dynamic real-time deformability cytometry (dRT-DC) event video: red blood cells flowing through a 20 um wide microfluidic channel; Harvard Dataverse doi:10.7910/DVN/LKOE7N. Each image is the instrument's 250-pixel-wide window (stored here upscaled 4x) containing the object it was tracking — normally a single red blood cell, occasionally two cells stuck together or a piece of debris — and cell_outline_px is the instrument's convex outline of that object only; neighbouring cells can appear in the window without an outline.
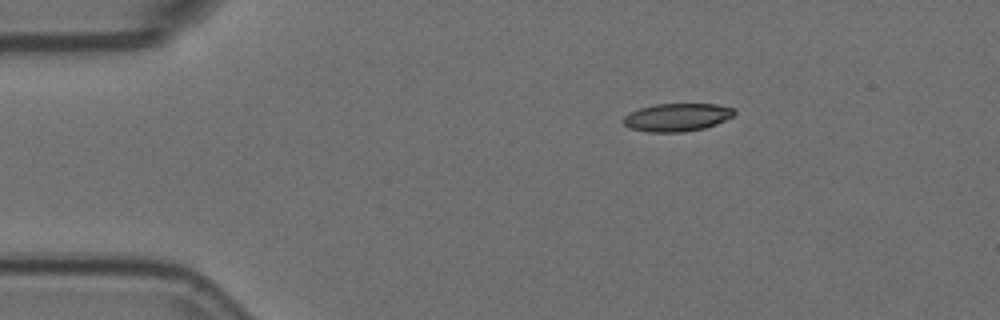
{"species": "Egyptian fruit bat (a non-hibernating species)", "species_latin": "Rousettus aegyptiacus", "temperature_condition": "room temperature", "stored_images_in_passage": 47, "camera_frame_rate_fps": 3000, "um_per_image_px": 0.085, "animal": {"sex": "female"}, "frame": {"image": 1, "passage_image": 1, "time_ms": 0.0, "image_size_px": [1000, 320], "cell_outline_px": [[736, 112], [732, 116], [716, 124], [704, 128], [684, 132], [648, 132], [628, 128], [624, 124], [624, 116], [628, 112], [640, 108], [656, 104], [716, 104], [732, 108]], "centroid_in_image_um": [57.51, 9.97], "position_along_channel_um": 27.5, "area_um2": 18.03}}
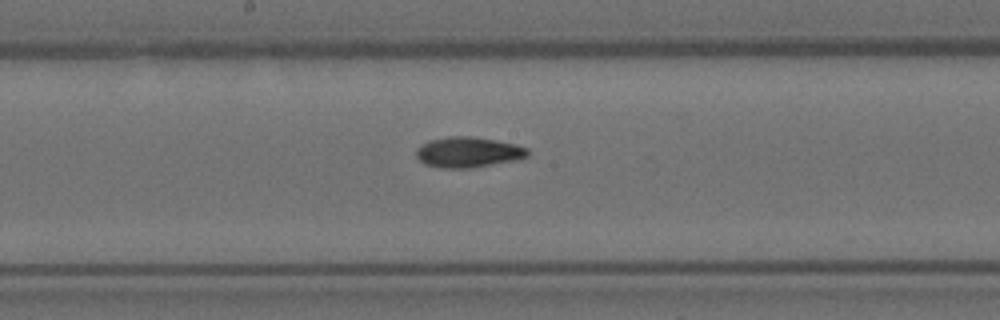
{"frame": {"image": 2, "passage_image": 21, "time_ms": 6.667, "image_size_px": [1000, 320], "cell_outline_px": [[528, 156], [512, 160], [472, 168], [440, 168], [424, 164], [416, 156], [416, 148], [420, 144], [428, 140], [448, 136], [468, 136], [496, 140], [516, 144], [528, 148]], "centroid_in_image_um": [39.74, 12.93], "position_along_channel_um": 208.5, "area_um2": 19.83}}
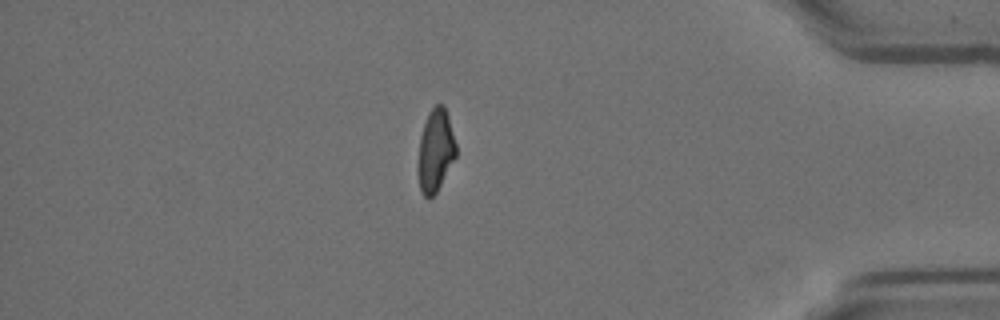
{"frame": {"image": 3, "passage_image": 40, "time_ms": 13.0, "image_size_px": [1000, 320], "cell_outline_px": [[456, 156], [436, 192], [428, 200], [420, 192], [420, 136], [428, 112], [436, 104], [444, 104], [448, 116], [456, 144]], "centroid_in_image_um": [37.04, 12.76], "position_along_channel_um": 398.2, "area_um2": 17.69}}